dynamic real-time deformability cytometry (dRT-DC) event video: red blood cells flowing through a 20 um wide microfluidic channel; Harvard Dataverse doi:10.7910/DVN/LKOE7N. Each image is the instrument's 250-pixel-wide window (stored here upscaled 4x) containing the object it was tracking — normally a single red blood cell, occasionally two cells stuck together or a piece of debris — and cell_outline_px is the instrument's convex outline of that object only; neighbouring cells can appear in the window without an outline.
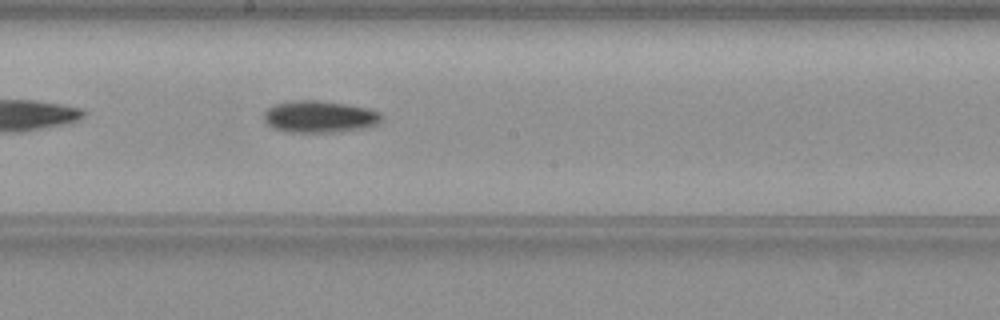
{"species": "common noctule bat (a hibernating species)", "species_latin": "Nyctalus noctula", "temperature_condition": "warm", "stored_images_in_passage": 35, "camera_frame_rate_fps": 3000, "um_per_image_px": 0.085, "animal": {"sex": "female", "body_mass_g": 19.3, "forearm_length_mm": 54.1}, "frame": {"image": 1, "passage_image": 16, "time_ms": 5.0, "image_size_px": [1000, 320], "cell_outline_px": [[384, 116], [380, 124], [368, 128], [340, 132], [284, 132], [272, 128], [264, 120], [264, 112], [268, 108], [276, 104], [296, 100], [316, 100], [348, 104], [380, 112]], "centroid_in_image_um": [27.2, 9.94], "position_along_channel_um": 221.0, "area_um2": 22.2}}